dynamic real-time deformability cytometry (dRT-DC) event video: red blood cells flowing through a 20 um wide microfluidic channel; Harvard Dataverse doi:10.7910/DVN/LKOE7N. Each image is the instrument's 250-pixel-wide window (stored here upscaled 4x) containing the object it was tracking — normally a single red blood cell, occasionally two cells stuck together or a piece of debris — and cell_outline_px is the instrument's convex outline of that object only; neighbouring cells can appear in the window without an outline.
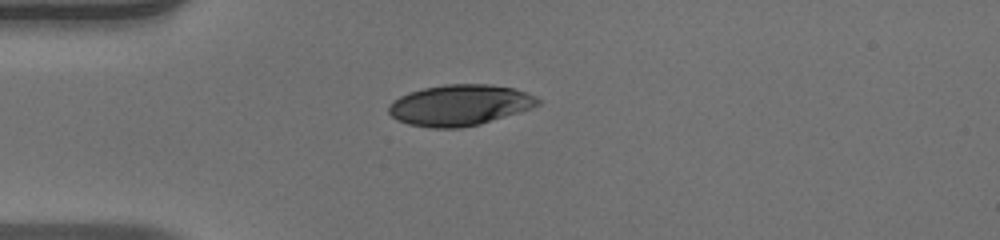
{"species": "human", "species_latin": "Homo sapiens", "temperature_condition": "warm", "stored_images_in_passage": 39, "camera_frame_rate_fps": 3000, "um_per_image_px": 0.085, "donor": {"sex": "male"}, "frame": {"image": 1, "passage_image": 1, "time_ms": 0.0, "image_size_px": [1000, 240], "cell_outline_px": [[540, 104], [532, 108], [520, 112], [480, 124], [460, 128], [432, 128], [408, 124], [396, 120], [388, 112], [388, 104], [392, 100], [408, 92], [424, 88], [444, 84], [488, 84], [512, 88], [536, 96], [540, 100]], "centroid_in_image_um": [39.05, 8.94], "position_along_channel_um": 46.0, "area_um2": 35.72}}
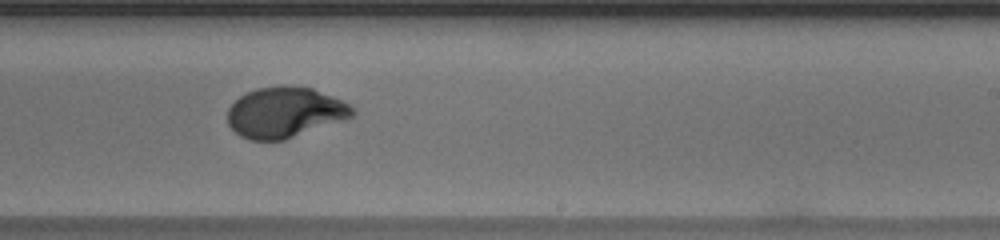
{"frame": {"image": 2, "passage_image": 19, "time_ms": 6.0, "image_size_px": [1000, 240], "cell_outline_px": [[356, 112], [352, 116], [344, 120], [284, 140], [252, 140], [240, 136], [228, 124], [228, 108], [240, 96], [256, 88], [312, 88], [332, 96], [348, 104]], "centroid_in_image_um": [24.2, 9.59], "position_along_channel_um": 264.8, "area_um2": 35.89}}
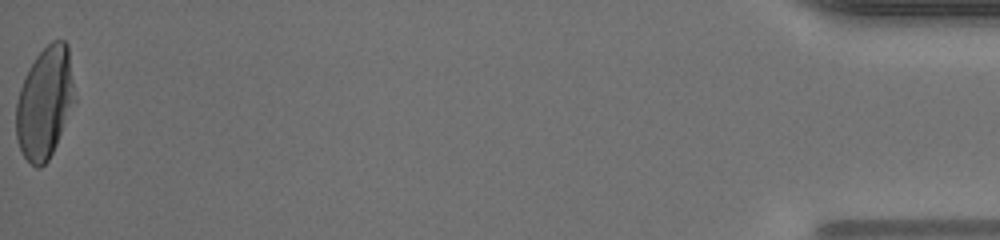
{"frame": {"image": 3, "passage_image": 39, "time_ms": 12.667, "image_size_px": [1000, 240], "cell_outline_px": [[76, 100], [56, 144], [48, 160], [40, 168], [36, 168], [24, 156], [16, 140], [16, 104], [20, 88], [36, 56], [52, 40], [64, 40], [68, 44], [76, 96]], "centroid_in_image_um": [3.83, 8.72], "position_along_channel_um": 431.4, "area_um2": 37.97}, "authors_computed_cell_mechanics": {"area_um2": 36.6452, "velocity_mm_per_s": 3.9804, "shape_relaxation_time_tau1_ms": 4.2199, "shape_relaxation_time_tau2_ms": null, "deformation_change_tau1": 0.2094, "deformation_change_tau2": null}}